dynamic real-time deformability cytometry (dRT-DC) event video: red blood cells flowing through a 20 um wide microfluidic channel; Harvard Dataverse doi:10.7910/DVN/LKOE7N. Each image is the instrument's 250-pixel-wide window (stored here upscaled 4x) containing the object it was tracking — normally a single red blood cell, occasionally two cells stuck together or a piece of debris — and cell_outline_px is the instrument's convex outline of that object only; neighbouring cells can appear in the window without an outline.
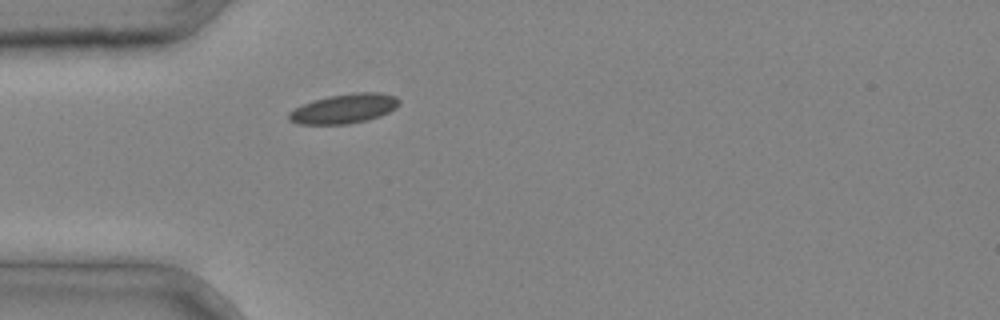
{"species": "common noctule bat (a hibernating species)", "species_latin": "Nyctalus noctula", "temperature_condition": "cold", "stored_images_in_passage": 1, "camera_frame_rate_fps": 3000, "um_per_image_px": 0.085, "animal": {"sex": "male", "body_mass_g": 20.4}, "frame": {"image": 1, "passage_image": 1, "time_ms": 0.0, "image_size_px": [1000, 320], "cell_outline_px": [[400, 104], [396, 108], [380, 116], [368, 120], [348, 124], [300, 124], [288, 120], [288, 112], [312, 100], [328, 96], [352, 92], [380, 92], [396, 96], [400, 100]], "centroid_in_image_um": [29.28, 9.22], "position_along_channel_um": 55.7, "area_um2": 19.13}}